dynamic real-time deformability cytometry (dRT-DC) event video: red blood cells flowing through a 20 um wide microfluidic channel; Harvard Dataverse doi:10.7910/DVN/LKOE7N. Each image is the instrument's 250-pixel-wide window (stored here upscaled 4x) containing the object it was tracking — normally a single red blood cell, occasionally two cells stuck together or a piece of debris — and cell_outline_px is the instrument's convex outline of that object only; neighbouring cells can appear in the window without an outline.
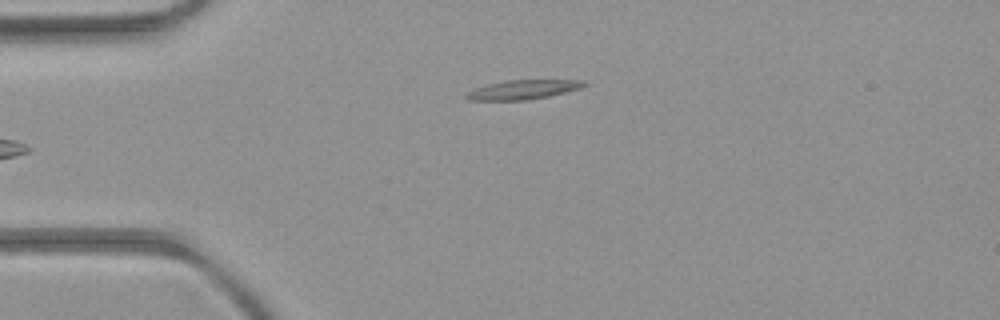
{"species": "common noctule bat (a hibernating species)", "species_latin": "Nyctalus noctula", "temperature_condition": "room temperature", "stored_images_in_passage": 5, "camera_frame_rate_fps": 3000, "um_per_image_px": 0.085, "animal": {"sex": "female", "body_mass_g": 21.9}, "frame": {"image": 1, "passage_image": 5, "time_ms": 4.667, "image_size_px": [1000, 320], "cell_outline_px": [[588, 84], [580, 88], [548, 96], [524, 100], [468, 100], [464, 96], [468, 92], [476, 88], [488, 84], [504, 80], [584, 80]], "centroid_in_image_um": [44.45, 7.61], "position_along_channel_um": 40.6, "area_um2": 13.06}}